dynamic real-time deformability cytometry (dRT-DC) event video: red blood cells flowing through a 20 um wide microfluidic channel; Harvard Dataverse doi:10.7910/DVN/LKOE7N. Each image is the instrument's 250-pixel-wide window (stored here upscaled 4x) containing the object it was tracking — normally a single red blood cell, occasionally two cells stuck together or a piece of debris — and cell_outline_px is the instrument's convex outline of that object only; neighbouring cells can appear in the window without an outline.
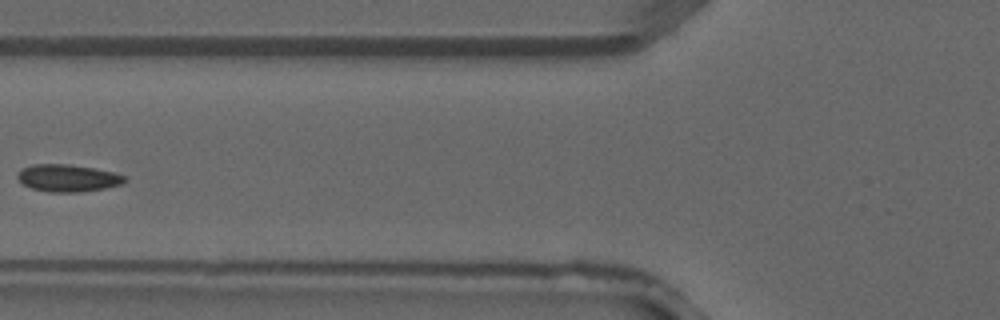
{"species": "common noctule bat (a hibernating species)", "species_latin": "Nyctalus noctula", "temperature_condition": "warm", "stored_images_in_passage": 3, "camera_frame_rate_fps": 3000, "um_per_image_px": 0.085, "animal": {"sex": "male", "forearm_length_mm": 52.5}, "frame": {"image": 1, "passage_image": 3, "time_ms": 0.667, "image_size_px": [1000, 320], "cell_outline_px": [[128, 180], [120, 184], [104, 188], [80, 192], [48, 192], [32, 188], [24, 184], [16, 176], [16, 172], [20, 168], [32, 164], [68, 164], [92, 168], [112, 172], [124, 176]], "centroid_in_image_um": [5.71, 15.13], "position_along_channel_um": 120.1, "area_um2": 16.94}}